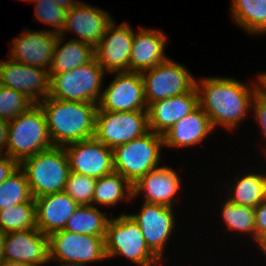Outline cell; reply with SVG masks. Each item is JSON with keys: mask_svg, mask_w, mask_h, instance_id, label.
I'll return each instance as SVG.
<instances>
[{"mask_svg": "<svg viewBox=\"0 0 266 266\" xmlns=\"http://www.w3.org/2000/svg\"><path fill=\"white\" fill-rule=\"evenodd\" d=\"M3 256L4 260L44 266L50 262L48 236L38 228L6 233Z\"/></svg>", "mask_w": 266, "mask_h": 266, "instance_id": "cell-18", "label": "cell"}, {"mask_svg": "<svg viewBox=\"0 0 266 266\" xmlns=\"http://www.w3.org/2000/svg\"><path fill=\"white\" fill-rule=\"evenodd\" d=\"M95 182L96 178L70 172L64 192L79 205H93Z\"/></svg>", "mask_w": 266, "mask_h": 266, "instance_id": "cell-33", "label": "cell"}, {"mask_svg": "<svg viewBox=\"0 0 266 266\" xmlns=\"http://www.w3.org/2000/svg\"><path fill=\"white\" fill-rule=\"evenodd\" d=\"M148 132L147 111L109 112L97 109L94 137L111 149Z\"/></svg>", "mask_w": 266, "mask_h": 266, "instance_id": "cell-10", "label": "cell"}, {"mask_svg": "<svg viewBox=\"0 0 266 266\" xmlns=\"http://www.w3.org/2000/svg\"><path fill=\"white\" fill-rule=\"evenodd\" d=\"M49 261L87 266L107 259L105 237L60 230L48 236Z\"/></svg>", "mask_w": 266, "mask_h": 266, "instance_id": "cell-8", "label": "cell"}, {"mask_svg": "<svg viewBox=\"0 0 266 266\" xmlns=\"http://www.w3.org/2000/svg\"><path fill=\"white\" fill-rule=\"evenodd\" d=\"M210 118L198 106L193 112L176 122L163 136L164 147L189 148L205 141L213 133Z\"/></svg>", "mask_w": 266, "mask_h": 266, "instance_id": "cell-23", "label": "cell"}, {"mask_svg": "<svg viewBox=\"0 0 266 266\" xmlns=\"http://www.w3.org/2000/svg\"><path fill=\"white\" fill-rule=\"evenodd\" d=\"M221 216L228 229L238 233L251 234L256 241V219L254 208L247 205H236L228 199L222 203Z\"/></svg>", "mask_w": 266, "mask_h": 266, "instance_id": "cell-30", "label": "cell"}, {"mask_svg": "<svg viewBox=\"0 0 266 266\" xmlns=\"http://www.w3.org/2000/svg\"><path fill=\"white\" fill-rule=\"evenodd\" d=\"M54 147L44 112L38 103L9 121L6 155L19 163Z\"/></svg>", "mask_w": 266, "mask_h": 266, "instance_id": "cell-3", "label": "cell"}, {"mask_svg": "<svg viewBox=\"0 0 266 266\" xmlns=\"http://www.w3.org/2000/svg\"><path fill=\"white\" fill-rule=\"evenodd\" d=\"M147 105L190 92L195 87V77L185 66L167 59L154 68L141 72Z\"/></svg>", "mask_w": 266, "mask_h": 266, "instance_id": "cell-9", "label": "cell"}, {"mask_svg": "<svg viewBox=\"0 0 266 266\" xmlns=\"http://www.w3.org/2000/svg\"><path fill=\"white\" fill-rule=\"evenodd\" d=\"M6 234L0 230V263L4 260L3 248Z\"/></svg>", "mask_w": 266, "mask_h": 266, "instance_id": "cell-42", "label": "cell"}, {"mask_svg": "<svg viewBox=\"0 0 266 266\" xmlns=\"http://www.w3.org/2000/svg\"><path fill=\"white\" fill-rule=\"evenodd\" d=\"M28 201H35L23 170L19 167L0 183V210Z\"/></svg>", "mask_w": 266, "mask_h": 266, "instance_id": "cell-31", "label": "cell"}, {"mask_svg": "<svg viewBox=\"0 0 266 266\" xmlns=\"http://www.w3.org/2000/svg\"><path fill=\"white\" fill-rule=\"evenodd\" d=\"M35 103L25 94L12 88L0 87V118L6 121L14 120L20 113L28 110Z\"/></svg>", "mask_w": 266, "mask_h": 266, "instance_id": "cell-32", "label": "cell"}, {"mask_svg": "<svg viewBox=\"0 0 266 266\" xmlns=\"http://www.w3.org/2000/svg\"><path fill=\"white\" fill-rule=\"evenodd\" d=\"M107 73L96 57L71 71L49 74L50 93L48 97L62 101L96 103L102 96V82Z\"/></svg>", "mask_w": 266, "mask_h": 266, "instance_id": "cell-5", "label": "cell"}, {"mask_svg": "<svg viewBox=\"0 0 266 266\" xmlns=\"http://www.w3.org/2000/svg\"><path fill=\"white\" fill-rule=\"evenodd\" d=\"M58 6L64 8L65 10H70L73 6H75L78 1L74 0H52Z\"/></svg>", "mask_w": 266, "mask_h": 266, "instance_id": "cell-40", "label": "cell"}, {"mask_svg": "<svg viewBox=\"0 0 266 266\" xmlns=\"http://www.w3.org/2000/svg\"><path fill=\"white\" fill-rule=\"evenodd\" d=\"M166 39L161 30L139 27L138 32H134L129 71L141 73L167 60Z\"/></svg>", "mask_w": 266, "mask_h": 266, "instance_id": "cell-22", "label": "cell"}, {"mask_svg": "<svg viewBox=\"0 0 266 266\" xmlns=\"http://www.w3.org/2000/svg\"><path fill=\"white\" fill-rule=\"evenodd\" d=\"M34 3L35 19L55 27L51 31L60 34L65 26L67 10L55 4L52 0H34Z\"/></svg>", "mask_w": 266, "mask_h": 266, "instance_id": "cell-34", "label": "cell"}, {"mask_svg": "<svg viewBox=\"0 0 266 266\" xmlns=\"http://www.w3.org/2000/svg\"><path fill=\"white\" fill-rule=\"evenodd\" d=\"M113 81L102 90L98 108L109 112L147 111L144 83L139 72H112Z\"/></svg>", "mask_w": 266, "mask_h": 266, "instance_id": "cell-11", "label": "cell"}, {"mask_svg": "<svg viewBox=\"0 0 266 266\" xmlns=\"http://www.w3.org/2000/svg\"><path fill=\"white\" fill-rule=\"evenodd\" d=\"M19 168V162L6 154L0 155V183Z\"/></svg>", "mask_w": 266, "mask_h": 266, "instance_id": "cell-37", "label": "cell"}, {"mask_svg": "<svg viewBox=\"0 0 266 266\" xmlns=\"http://www.w3.org/2000/svg\"><path fill=\"white\" fill-rule=\"evenodd\" d=\"M133 198V185L118 172L96 179L93 205L115 206L122 199L131 201Z\"/></svg>", "mask_w": 266, "mask_h": 266, "instance_id": "cell-26", "label": "cell"}, {"mask_svg": "<svg viewBox=\"0 0 266 266\" xmlns=\"http://www.w3.org/2000/svg\"><path fill=\"white\" fill-rule=\"evenodd\" d=\"M256 219V243L266 235V201L254 208Z\"/></svg>", "mask_w": 266, "mask_h": 266, "instance_id": "cell-36", "label": "cell"}, {"mask_svg": "<svg viewBox=\"0 0 266 266\" xmlns=\"http://www.w3.org/2000/svg\"><path fill=\"white\" fill-rule=\"evenodd\" d=\"M56 266H83V265L61 263L60 265H56Z\"/></svg>", "mask_w": 266, "mask_h": 266, "instance_id": "cell-44", "label": "cell"}, {"mask_svg": "<svg viewBox=\"0 0 266 266\" xmlns=\"http://www.w3.org/2000/svg\"><path fill=\"white\" fill-rule=\"evenodd\" d=\"M70 172L101 178L114 172L113 151L95 137L64 146Z\"/></svg>", "mask_w": 266, "mask_h": 266, "instance_id": "cell-12", "label": "cell"}, {"mask_svg": "<svg viewBox=\"0 0 266 266\" xmlns=\"http://www.w3.org/2000/svg\"><path fill=\"white\" fill-rule=\"evenodd\" d=\"M64 39V36L58 34L49 74L71 71L95 57V48L92 45L74 39L63 44Z\"/></svg>", "mask_w": 266, "mask_h": 266, "instance_id": "cell-24", "label": "cell"}, {"mask_svg": "<svg viewBox=\"0 0 266 266\" xmlns=\"http://www.w3.org/2000/svg\"><path fill=\"white\" fill-rule=\"evenodd\" d=\"M37 228L35 201H28L0 210V230L10 233Z\"/></svg>", "mask_w": 266, "mask_h": 266, "instance_id": "cell-29", "label": "cell"}, {"mask_svg": "<svg viewBox=\"0 0 266 266\" xmlns=\"http://www.w3.org/2000/svg\"><path fill=\"white\" fill-rule=\"evenodd\" d=\"M195 81L198 104L210 118L214 129L222 126L232 131L247 117L257 93L256 82L252 86L232 78L204 77Z\"/></svg>", "mask_w": 266, "mask_h": 266, "instance_id": "cell-1", "label": "cell"}, {"mask_svg": "<svg viewBox=\"0 0 266 266\" xmlns=\"http://www.w3.org/2000/svg\"><path fill=\"white\" fill-rule=\"evenodd\" d=\"M251 111H253L254 118L258 121L262 134L266 138V99L258 93L253 98ZM264 151V154H266V149Z\"/></svg>", "mask_w": 266, "mask_h": 266, "instance_id": "cell-35", "label": "cell"}, {"mask_svg": "<svg viewBox=\"0 0 266 266\" xmlns=\"http://www.w3.org/2000/svg\"><path fill=\"white\" fill-rule=\"evenodd\" d=\"M109 219L95 205H79L68 219L64 230L76 234L105 237Z\"/></svg>", "mask_w": 266, "mask_h": 266, "instance_id": "cell-28", "label": "cell"}, {"mask_svg": "<svg viewBox=\"0 0 266 266\" xmlns=\"http://www.w3.org/2000/svg\"><path fill=\"white\" fill-rule=\"evenodd\" d=\"M235 180L233 187H229L230 196L226 198L230 202L255 208L266 201V174L250 172Z\"/></svg>", "mask_w": 266, "mask_h": 266, "instance_id": "cell-25", "label": "cell"}, {"mask_svg": "<svg viewBox=\"0 0 266 266\" xmlns=\"http://www.w3.org/2000/svg\"><path fill=\"white\" fill-rule=\"evenodd\" d=\"M177 173L168 166H159L149 171L133 185V197L143 192L145 203L174 207V198L181 188Z\"/></svg>", "mask_w": 266, "mask_h": 266, "instance_id": "cell-20", "label": "cell"}, {"mask_svg": "<svg viewBox=\"0 0 266 266\" xmlns=\"http://www.w3.org/2000/svg\"><path fill=\"white\" fill-rule=\"evenodd\" d=\"M0 266H36L27 262L3 260Z\"/></svg>", "mask_w": 266, "mask_h": 266, "instance_id": "cell-41", "label": "cell"}, {"mask_svg": "<svg viewBox=\"0 0 266 266\" xmlns=\"http://www.w3.org/2000/svg\"><path fill=\"white\" fill-rule=\"evenodd\" d=\"M29 30L25 29L11 41L9 58L49 71L58 34L51 30Z\"/></svg>", "mask_w": 266, "mask_h": 266, "instance_id": "cell-16", "label": "cell"}, {"mask_svg": "<svg viewBox=\"0 0 266 266\" xmlns=\"http://www.w3.org/2000/svg\"><path fill=\"white\" fill-rule=\"evenodd\" d=\"M113 22L109 13L95 6L78 2L66 12L65 26L59 34L64 36L65 31L74 32L81 42L92 45L94 48L104 37L108 26Z\"/></svg>", "mask_w": 266, "mask_h": 266, "instance_id": "cell-17", "label": "cell"}, {"mask_svg": "<svg viewBox=\"0 0 266 266\" xmlns=\"http://www.w3.org/2000/svg\"><path fill=\"white\" fill-rule=\"evenodd\" d=\"M0 83L25 94L34 103L44 100L50 93L48 70L12 59L0 61Z\"/></svg>", "mask_w": 266, "mask_h": 266, "instance_id": "cell-13", "label": "cell"}, {"mask_svg": "<svg viewBox=\"0 0 266 266\" xmlns=\"http://www.w3.org/2000/svg\"><path fill=\"white\" fill-rule=\"evenodd\" d=\"M38 104L44 112L54 146L64 147L94 137L98 104L51 97H46Z\"/></svg>", "mask_w": 266, "mask_h": 266, "instance_id": "cell-2", "label": "cell"}, {"mask_svg": "<svg viewBox=\"0 0 266 266\" xmlns=\"http://www.w3.org/2000/svg\"><path fill=\"white\" fill-rule=\"evenodd\" d=\"M162 147L163 136L152 131L116 146L112 149L114 171L134 185L142 176L159 167Z\"/></svg>", "mask_w": 266, "mask_h": 266, "instance_id": "cell-7", "label": "cell"}, {"mask_svg": "<svg viewBox=\"0 0 266 266\" xmlns=\"http://www.w3.org/2000/svg\"><path fill=\"white\" fill-rule=\"evenodd\" d=\"M105 252L107 259L121 255L139 266H156L163 263L149 249L140 227L128 214L109 219L105 236Z\"/></svg>", "mask_w": 266, "mask_h": 266, "instance_id": "cell-6", "label": "cell"}, {"mask_svg": "<svg viewBox=\"0 0 266 266\" xmlns=\"http://www.w3.org/2000/svg\"><path fill=\"white\" fill-rule=\"evenodd\" d=\"M79 204L64 191L35 199L36 227L46 236L63 230Z\"/></svg>", "mask_w": 266, "mask_h": 266, "instance_id": "cell-21", "label": "cell"}, {"mask_svg": "<svg viewBox=\"0 0 266 266\" xmlns=\"http://www.w3.org/2000/svg\"><path fill=\"white\" fill-rule=\"evenodd\" d=\"M258 246L260 247V250L263 251V253L266 255V235L260 238L258 241Z\"/></svg>", "mask_w": 266, "mask_h": 266, "instance_id": "cell-43", "label": "cell"}, {"mask_svg": "<svg viewBox=\"0 0 266 266\" xmlns=\"http://www.w3.org/2000/svg\"><path fill=\"white\" fill-rule=\"evenodd\" d=\"M133 37L134 30L127 22L117 26L113 20L108 26L104 37L95 47V57L106 72L129 71Z\"/></svg>", "mask_w": 266, "mask_h": 266, "instance_id": "cell-15", "label": "cell"}, {"mask_svg": "<svg viewBox=\"0 0 266 266\" xmlns=\"http://www.w3.org/2000/svg\"><path fill=\"white\" fill-rule=\"evenodd\" d=\"M19 167L26 175L34 199L64 191L70 173L65 149L58 146L25 158Z\"/></svg>", "mask_w": 266, "mask_h": 266, "instance_id": "cell-4", "label": "cell"}, {"mask_svg": "<svg viewBox=\"0 0 266 266\" xmlns=\"http://www.w3.org/2000/svg\"><path fill=\"white\" fill-rule=\"evenodd\" d=\"M232 20L250 34H266V0H233Z\"/></svg>", "mask_w": 266, "mask_h": 266, "instance_id": "cell-27", "label": "cell"}, {"mask_svg": "<svg viewBox=\"0 0 266 266\" xmlns=\"http://www.w3.org/2000/svg\"><path fill=\"white\" fill-rule=\"evenodd\" d=\"M198 106L196 87L190 92L151 103L147 108L149 131L164 135Z\"/></svg>", "mask_w": 266, "mask_h": 266, "instance_id": "cell-19", "label": "cell"}, {"mask_svg": "<svg viewBox=\"0 0 266 266\" xmlns=\"http://www.w3.org/2000/svg\"><path fill=\"white\" fill-rule=\"evenodd\" d=\"M257 93L266 99V72L259 74L258 79H256Z\"/></svg>", "mask_w": 266, "mask_h": 266, "instance_id": "cell-39", "label": "cell"}, {"mask_svg": "<svg viewBox=\"0 0 266 266\" xmlns=\"http://www.w3.org/2000/svg\"><path fill=\"white\" fill-rule=\"evenodd\" d=\"M143 203L140 212L129 215L140 227L149 249L163 260L165 244L175 228L174 207Z\"/></svg>", "mask_w": 266, "mask_h": 266, "instance_id": "cell-14", "label": "cell"}, {"mask_svg": "<svg viewBox=\"0 0 266 266\" xmlns=\"http://www.w3.org/2000/svg\"><path fill=\"white\" fill-rule=\"evenodd\" d=\"M9 122L0 118V155L6 154Z\"/></svg>", "mask_w": 266, "mask_h": 266, "instance_id": "cell-38", "label": "cell"}]
</instances>
